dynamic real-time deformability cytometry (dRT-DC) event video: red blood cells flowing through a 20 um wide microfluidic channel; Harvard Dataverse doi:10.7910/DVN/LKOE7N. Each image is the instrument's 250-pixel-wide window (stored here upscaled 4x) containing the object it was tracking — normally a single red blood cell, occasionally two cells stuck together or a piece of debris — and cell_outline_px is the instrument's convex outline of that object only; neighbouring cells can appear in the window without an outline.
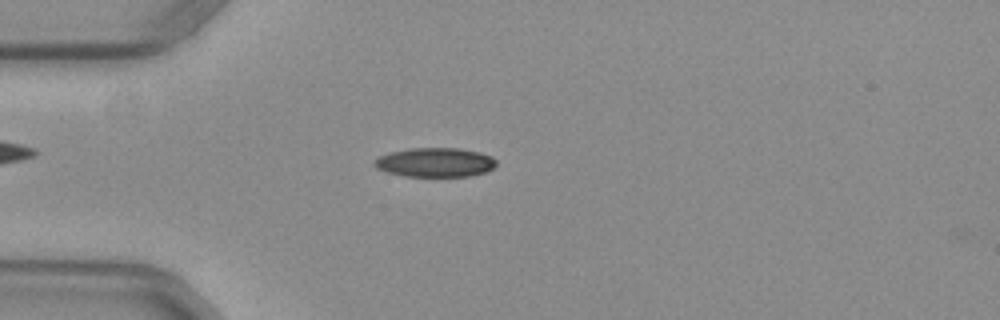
{"species": "common noctule bat (a hibernating species)", "species_latin": "Nyctalus noctula", "temperature_condition": "warm", "stored_images_in_passage": 52, "camera_frame_rate_fps": 3000, "um_per_image_px": 0.085, "animal": {"sex": "female", "body_mass_g": 29.2, "forearm_length_mm": 56.3}, "frame": {"image": 1, "passage_image": 14, "time_ms": 4.333, "image_size_px": [1000, 320], "cell_outline_px": [[496, 164], [492, 168], [484, 172], [468, 176], [404, 176], [388, 172], [376, 168], [372, 164], [380, 156], [392, 152], [412, 148], [460, 148], [480, 152], [492, 156], [496, 160]], "centroid_in_image_um": [37.0, 13.8], "position_along_channel_um": 48.0, "area_um2": 20.58}}
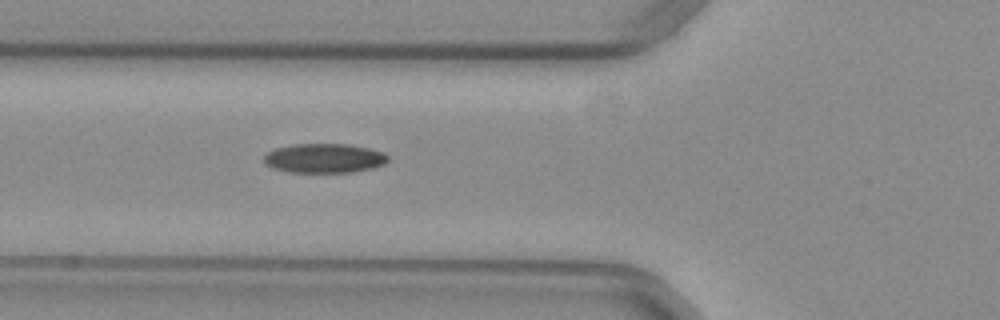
{"frame": {"image": 2, "passage_image": 19, "time_ms": 6.0, "image_size_px": [1000, 320], "cell_outline_px": [[388, 160], [384, 164], [372, 168], [352, 172], [288, 172], [272, 168], [264, 164], [264, 156], [268, 152], [276, 148], [296, 144], [348, 144], [368, 148], [384, 152], [388, 156]], "centroid_in_image_um": [27.55, 13.45], "position_along_channel_um": 98.2, "area_um2": 21.21}}
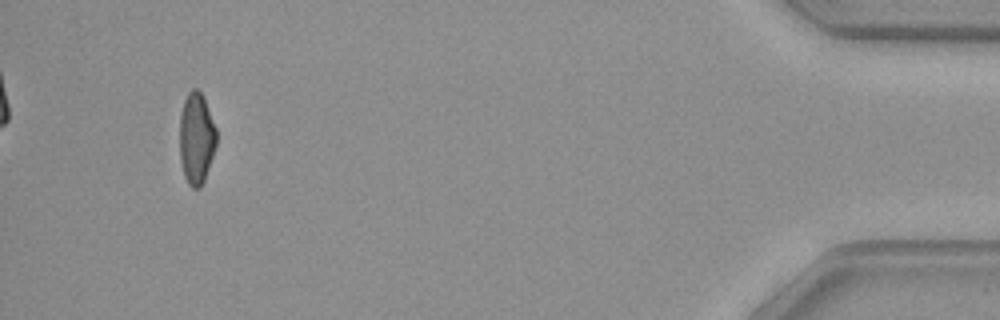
{"frame": {"image": 3, "passage_image": 49, "time_ms": 16.0, "image_size_px": [1000, 320], "cell_outline_px": [[216, 144], [204, 180], [200, 188], [192, 188], [188, 184], [184, 176], [180, 160], [180, 112], [184, 100], [188, 92], [192, 88], [196, 88], [204, 96], [216, 128]], "centroid_in_image_um": [16.68, 11.73], "position_along_channel_um": 418.5, "area_um2": 19.65}, "authors_computed_cell_mechanics": {"area_um2": 20.4323, "velocity_mm_per_s": 3.969, "shape_relaxation_time_tau1_ms": 6.9722, "shape_relaxation_time_tau2_ms": 3.9694, "deformation_change_tau1": 0.1826, "deformation_change_tau2": 0.0956}}